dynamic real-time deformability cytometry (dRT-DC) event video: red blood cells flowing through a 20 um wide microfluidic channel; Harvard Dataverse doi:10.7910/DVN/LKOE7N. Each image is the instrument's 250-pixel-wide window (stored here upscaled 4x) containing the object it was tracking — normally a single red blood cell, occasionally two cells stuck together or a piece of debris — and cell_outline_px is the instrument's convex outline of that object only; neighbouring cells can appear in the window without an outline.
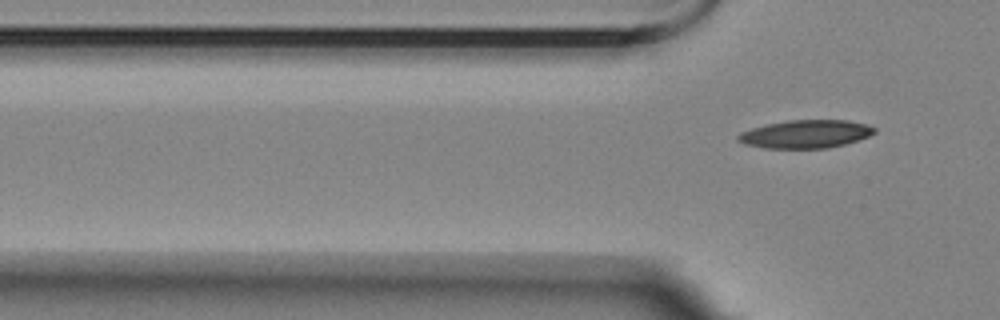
{"species": "Egyptian fruit bat (a non-hibernating species)", "species_latin": "Rousettus aegyptiacus", "temperature_condition": "room temperature", "stored_images_in_passage": 3, "camera_frame_rate_fps": 3000, "um_per_image_px": 0.085, "animal": {"sex": "female"}, "frame": {"image": 1, "passage_image": 3, "time_ms": 3.333, "image_size_px": [1000, 320], "cell_outline_px": [[876, 132], [868, 136], [844, 144], [828, 148], [764, 148], [744, 144], [736, 140], [736, 136], [740, 132], [752, 128], [768, 124], [788, 120], [848, 120], [864, 124], [876, 128]], "centroid_in_image_um": [68.44, 11.39], "position_along_channel_um": 57.4, "area_um2": 22.25}}